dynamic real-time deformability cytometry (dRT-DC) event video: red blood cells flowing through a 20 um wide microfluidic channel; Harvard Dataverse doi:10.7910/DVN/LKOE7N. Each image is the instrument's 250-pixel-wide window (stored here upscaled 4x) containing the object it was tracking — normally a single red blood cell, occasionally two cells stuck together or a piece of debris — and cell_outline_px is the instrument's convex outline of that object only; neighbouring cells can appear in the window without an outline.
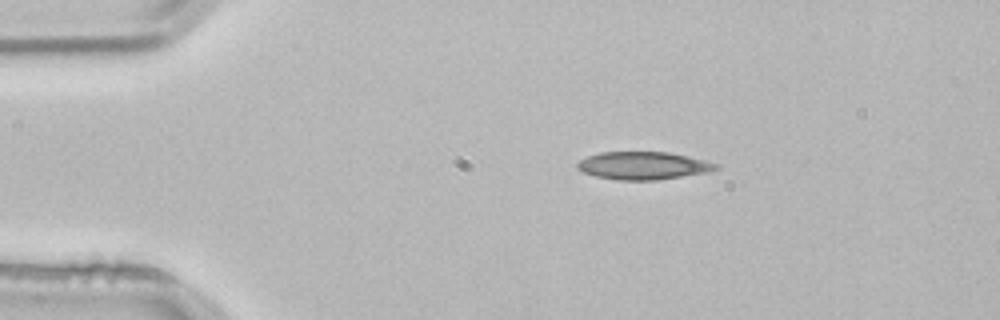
{"species": "common noctule bat (a hibernating species)", "species_latin": "Nyctalus noctula", "temperature_condition": "room temperature", "stored_images_in_passage": 2, "camera_frame_rate_fps": 3000, "um_per_image_px": 0.085, "animal": {"sex": "male", "body_mass_g": 21.5, "forearm_length_mm": 52.0}, "frame": {"image": 1, "passage_image": 1, "time_ms": 0.0, "image_size_px": [1000, 320], "cell_outline_px": [[720, 168], [708, 172], [656, 180], [620, 180], [596, 176], [584, 172], [576, 168], [576, 164], [580, 160], [588, 156], [600, 152], [668, 152], [688, 156], [720, 164]], "centroid_in_image_um": [54.69, 14.07], "position_along_channel_um": 30.3, "area_um2": 22.37}}